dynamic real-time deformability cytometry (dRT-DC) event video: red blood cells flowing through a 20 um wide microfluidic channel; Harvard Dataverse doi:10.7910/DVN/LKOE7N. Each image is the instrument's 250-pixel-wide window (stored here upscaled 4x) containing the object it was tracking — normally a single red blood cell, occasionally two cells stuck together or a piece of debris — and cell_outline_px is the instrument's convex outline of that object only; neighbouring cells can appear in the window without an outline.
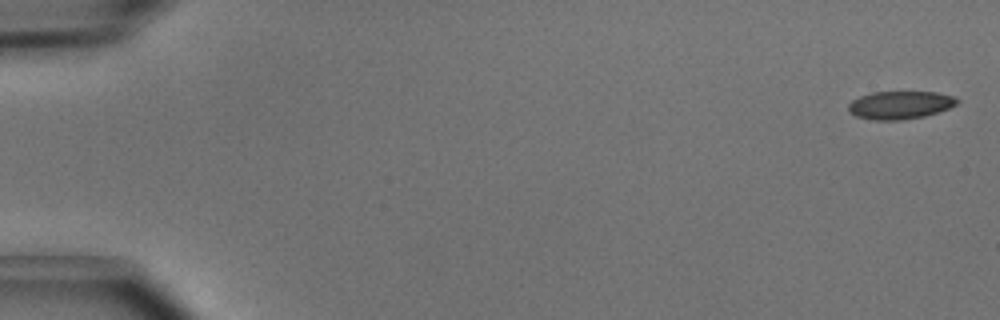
{"species": "common noctule bat (a hibernating species)", "species_latin": "Nyctalus noctula", "temperature_condition": "cold", "stored_images_in_passage": 5, "camera_frame_rate_fps": 3000, "um_per_image_px": 0.085, "animal": {"sex": "male", "body_mass_g": 15.6}, "frame": {"image": 1, "passage_image": 1, "time_ms": 0.0, "image_size_px": [1000, 320], "cell_outline_px": [[960, 100], [956, 104], [948, 108], [924, 116], [904, 120], [872, 120], [856, 116], [848, 112], [848, 104], [852, 100], [860, 96], [872, 92], [936, 92], [952, 96]], "centroid_in_image_um": [76.46, 8.93], "position_along_channel_um": 8.5, "area_um2": 17.69}}
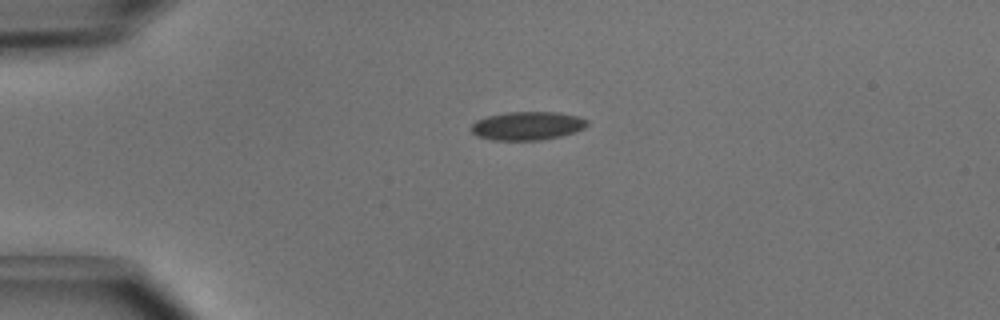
{"frame": {"image": 2, "passage_image": 4, "time_ms": 1.0, "image_size_px": [1000, 320], "cell_outline_px": [[588, 124], [584, 128], [576, 132], [560, 136], [540, 140], [496, 140], [476, 136], [472, 132], [472, 124], [476, 120], [488, 116], [508, 112], [560, 112], [580, 116], [588, 120]], "centroid_in_image_um": [44.87, 10.69], "position_along_channel_um": 40.1, "area_um2": 19.31}}